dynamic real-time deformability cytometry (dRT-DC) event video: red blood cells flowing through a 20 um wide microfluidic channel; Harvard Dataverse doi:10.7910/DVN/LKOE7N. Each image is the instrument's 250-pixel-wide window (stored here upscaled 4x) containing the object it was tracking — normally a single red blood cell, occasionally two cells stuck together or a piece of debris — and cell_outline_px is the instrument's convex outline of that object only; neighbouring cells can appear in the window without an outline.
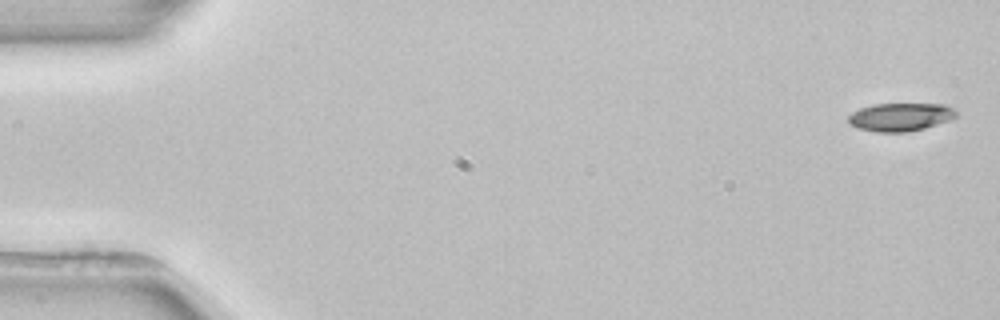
{"species": "common noctule bat (a hibernating species)", "species_latin": "Nyctalus noctula", "temperature_condition": "room temperature", "stored_images_in_passage": 5, "segment_of_instrument_passage": [1, 2], "camera_frame_rate_fps": 3000, "um_per_image_px": 0.085, "animal": {"sex": "female", "body_mass_g": 22.7, "forearm_length_mm": 54.2}, "frame": {"image": 1, "passage_image": 1, "time_ms": 0.0, "image_size_px": [1000, 320], "cell_outline_px": [[956, 116], [948, 120], [924, 128], [908, 132], [876, 132], [856, 128], [848, 124], [848, 116], [852, 112], [860, 108], [872, 104], [944, 104], [952, 108], [956, 112]], "centroid_in_image_um": [76.47, 9.95], "position_along_channel_um": 8.5, "area_um2": 17.69}}